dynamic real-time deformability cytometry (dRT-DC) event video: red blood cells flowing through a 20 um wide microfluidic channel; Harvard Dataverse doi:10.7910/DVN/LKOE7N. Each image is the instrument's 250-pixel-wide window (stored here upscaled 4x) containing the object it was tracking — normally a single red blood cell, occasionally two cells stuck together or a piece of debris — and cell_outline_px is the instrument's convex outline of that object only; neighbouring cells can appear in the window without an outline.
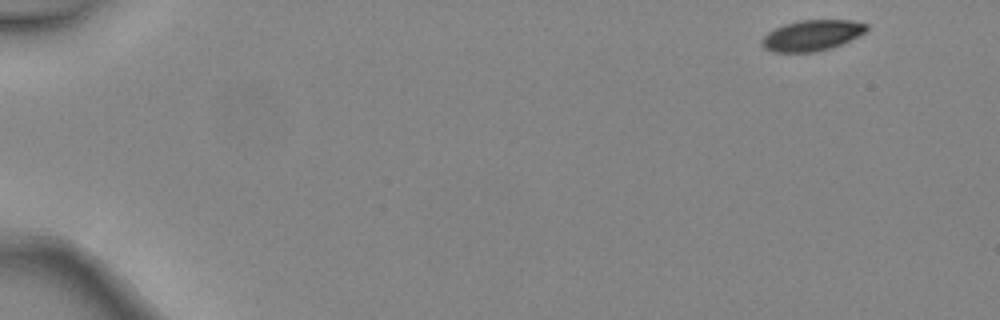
{"species": "common noctule bat (a hibernating species)", "species_latin": "Nyctalus noctula", "temperature_condition": "warm", "stored_images_in_passage": 5, "camera_frame_rate_fps": 3000, "um_per_image_px": 0.085, "animal": {"sex": "female", "body_mass_g": 24.6, "forearm_length_mm": 56.2}, "frame": {"image": 1, "passage_image": 1, "time_ms": 0.0, "image_size_px": [1000, 320], "cell_outline_px": [[868, 28], [864, 32], [832, 48], [816, 52], [772, 52], [764, 48], [760, 44], [760, 40], [768, 32], [784, 24], [800, 20], [852, 20], [868, 24]], "centroid_in_image_um": [68.97, 3.01], "position_along_channel_um": 16.0, "area_um2": 18.73}}
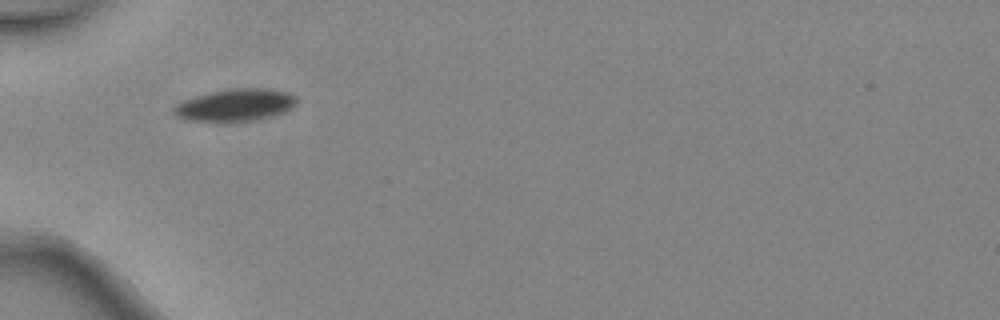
{"frame": {"image": 2, "passage_image": 4, "time_ms": 1.0, "image_size_px": [1000, 320], "cell_outline_px": [[296, 104], [292, 108], [284, 112], [268, 116], [248, 120], [188, 120], [176, 116], [172, 112], [172, 108], [176, 104], [184, 100], [196, 96], [212, 92], [236, 88], [260, 88], [288, 92], [296, 96]], "centroid_in_image_um": [20.0, 8.9], "position_along_channel_um": 65.0, "area_um2": 22.37}}
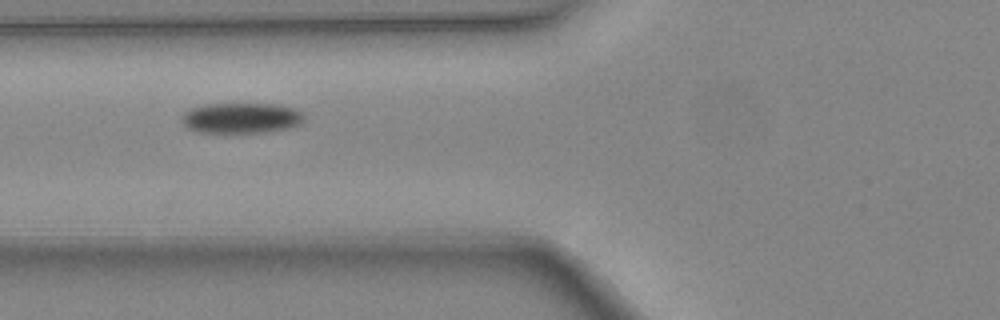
{"frame": {"image": 3, "passage_image": 5, "time_ms": 1.333, "image_size_px": [1000, 320], "cell_outline_px": [[304, 120], [300, 124], [288, 128], [264, 132], [196, 132], [184, 128], [180, 120], [184, 112], [192, 108], [204, 104], [280, 104], [292, 108], [300, 112], [304, 116]], "centroid_in_image_um": [20.45, 10.03], "position_along_channel_um": 105.4, "area_um2": 21.85}}